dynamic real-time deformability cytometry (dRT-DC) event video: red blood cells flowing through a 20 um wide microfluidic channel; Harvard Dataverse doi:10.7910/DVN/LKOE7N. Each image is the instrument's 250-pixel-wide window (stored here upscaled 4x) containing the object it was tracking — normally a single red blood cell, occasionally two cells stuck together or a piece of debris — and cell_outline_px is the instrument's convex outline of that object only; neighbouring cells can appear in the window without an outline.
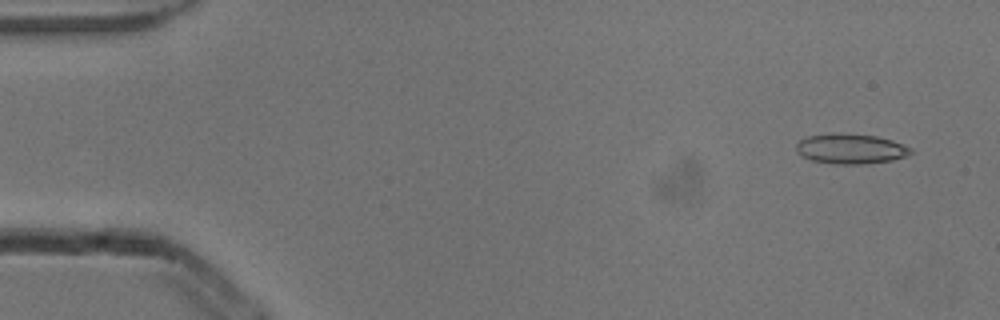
{"species": "common noctule bat (a hibernating species)", "species_latin": "Nyctalus noctula", "temperature_condition": "cold", "stored_images_in_passage": 6, "camera_frame_rate_fps": 3000, "um_per_image_px": 0.085, "animal": {"sex": "male", "body_mass_g": 13.3}, "frame": {"image": 1, "passage_image": 1, "time_ms": 0.0, "image_size_px": [1000, 320], "cell_outline_px": [[912, 152], [908, 156], [892, 160], [860, 164], [840, 164], [812, 160], [800, 156], [796, 152], [796, 144], [800, 140], [808, 136], [836, 132], [876, 136], [892, 140], [904, 144], [912, 148]], "centroid_in_image_um": [72.31, 12.63], "position_along_channel_um": 12.7, "area_um2": 20.17}}
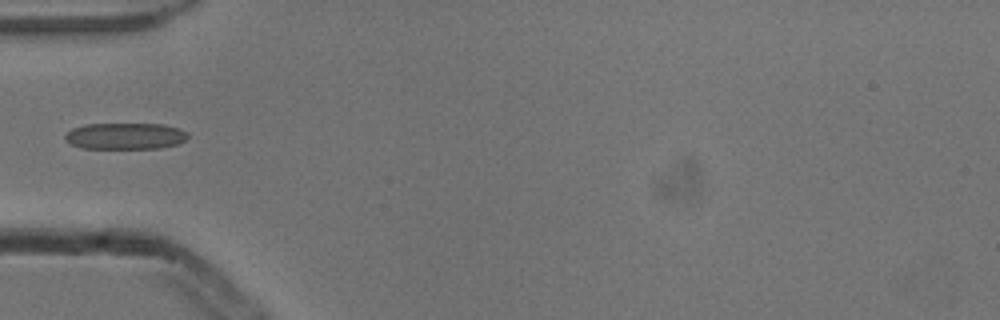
{"frame": {"image": 2, "passage_image": 5, "time_ms": 1.333, "image_size_px": [1000, 320], "cell_outline_px": [[188, 136], [184, 140], [176, 144], [160, 148], [84, 148], [72, 144], [64, 140], [64, 136], [72, 128], [88, 124], [164, 124], [180, 128]], "centroid_in_image_um": [10.63, 11.56], "position_along_channel_um": 74.4, "area_um2": 18.73}}
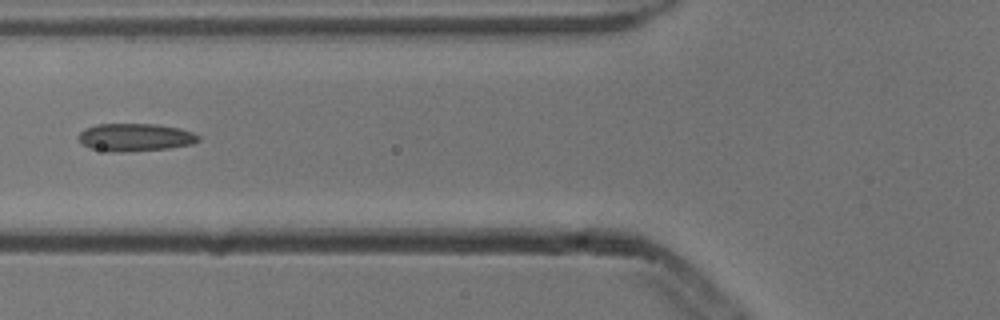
{"frame": {"image": 3, "passage_image": 6, "time_ms": 1.667, "image_size_px": [1000, 320], "cell_outline_px": [[200, 140], [192, 144], [168, 148], [124, 152], [108, 152], [88, 148], [80, 140], [80, 132], [84, 128], [96, 124], [156, 124], [180, 128], [192, 132], [200, 136]], "centroid_in_image_um": [11.49, 11.67], "position_along_channel_um": 114.3, "area_um2": 19.48}}